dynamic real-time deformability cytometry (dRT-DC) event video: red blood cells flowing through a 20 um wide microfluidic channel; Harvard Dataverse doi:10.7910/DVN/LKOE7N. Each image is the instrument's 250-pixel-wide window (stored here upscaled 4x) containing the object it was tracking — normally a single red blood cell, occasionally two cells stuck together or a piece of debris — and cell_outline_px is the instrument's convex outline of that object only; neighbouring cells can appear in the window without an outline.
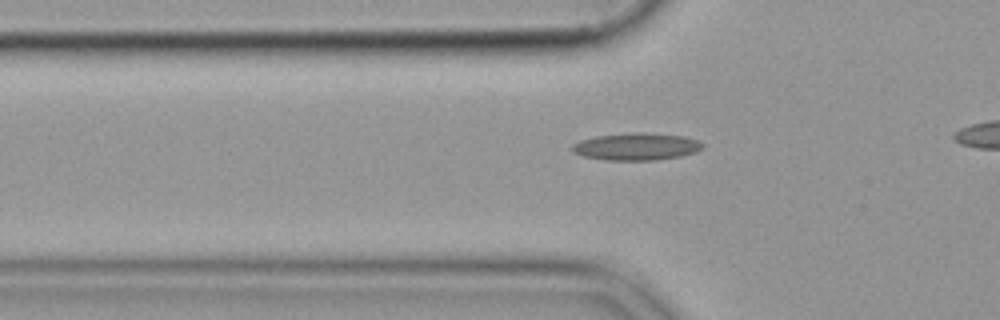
{"species": "common noctule bat (a hibernating species)", "species_latin": "Nyctalus noctula", "temperature_condition": "cold", "stored_images_in_passage": 33, "camera_frame_rate_fps": 3000, "um_per_image_px": 0.085, "animal": {"sex": "female", "body_mass_g": 19.9}, "frame": {"image": 1, "passage_image": 6, "time_ms": 1.667, "image_size_px": [1000, 320], "cell_outline_px": [[704, 148], [696, 152], [680, 156], [656, 160], [604, 160], [584, 156], [572, 152], [572, 144], [580, 140], [596, 136], [632, 132], [636, 132], [684, 136], [696, 140], [704, 144]], "centroid_in_image_um": [54.09, 12.46], "position_along_channel_um": 71.7, "area_um2": 20.69}}
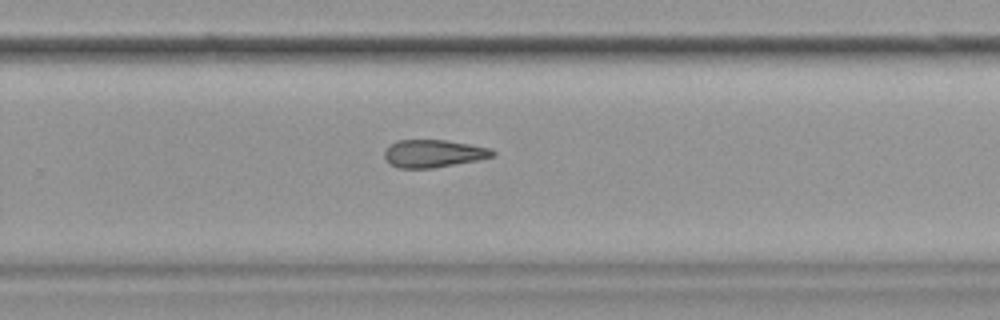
{"frame": {"image": 2, "passage_image": 24, "time_ms": 7.667, "image_size_px": [1000, 320], "cell_outline_px": [[496, 152], [492, 156], [476, 160], [432, 168], [400, 168], [384, 160], [384, 152], [396, 140], [448, 140], [492, 148]], "centroid_in_image_um": [36.84, 13.04], "position_along_channel_um": 293.0, "area_um2": 17.28}}
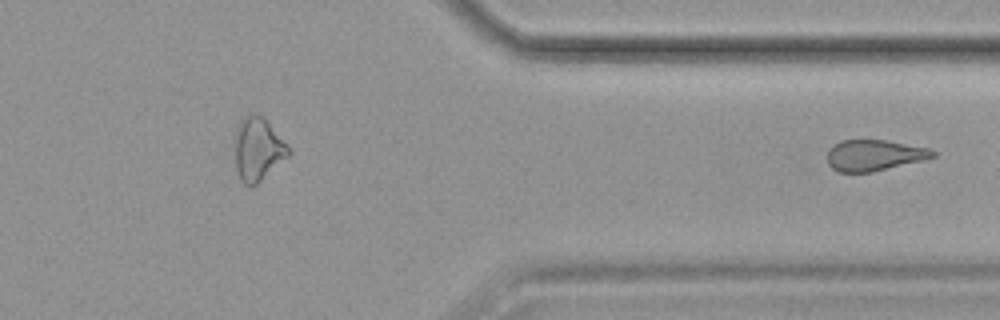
{"frame": {"image": 3, "passage_image": 33, "time_ms": 10.667, "image_size_px": [1000, 320], "cell_outline_px": [[936, 156], [872, 172], [840, 172], [832, 168], [828, 164], [828, 148], [840, 140], [884, 140], [928, 148], [936, 152]], "centroid_in_image_um": [74.26, 13.19], "position_along_channel_um": 337.1, "area_um2": 18.79}}